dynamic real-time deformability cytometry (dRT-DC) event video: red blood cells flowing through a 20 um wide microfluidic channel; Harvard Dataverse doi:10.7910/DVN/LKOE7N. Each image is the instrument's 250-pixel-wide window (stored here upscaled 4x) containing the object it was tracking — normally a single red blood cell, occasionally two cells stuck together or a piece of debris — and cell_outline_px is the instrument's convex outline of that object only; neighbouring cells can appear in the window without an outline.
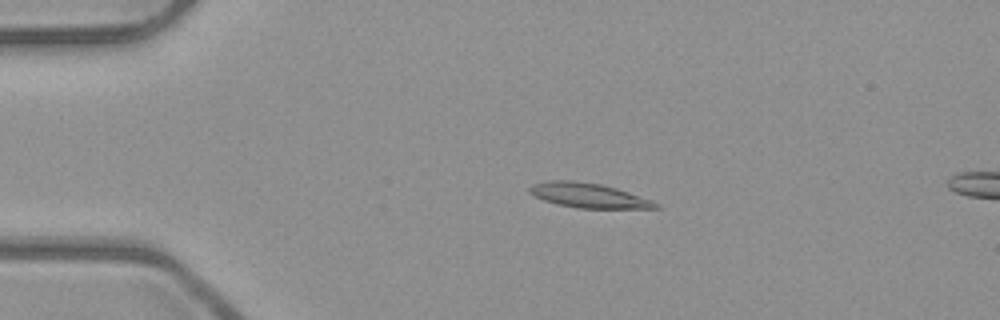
{"species": "common noctule bat (a hibernating species)", "species_latin": "Nyctalus noctula", "temperature_condition": "room temperature", "stored_images_in_passage": 5, "camera_frame_rate_fps": 3000, "um_per_image_px": 0.085, "animal": {"sex": "male", "body_mass_g": 23.1, "forearm_length_mm": 52.7}, "frame": {"image": 1, "passage_image": 4, "time_ms": 1.0, "image_size_px": [1000, 320], "cell_outline_px": [[660, 208], [576, 208], [556, 204], [544, 200], [528, 192], [528, 188], [532, 184], [548, 180], [576, 180], [600, 184], [616, 188], [652, 200], [660, 204]], "centroid_in_image_um": [50.0, 16.6], "position_along_channel_um": 35.0, "area_um2": 18.15}}